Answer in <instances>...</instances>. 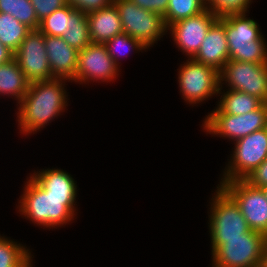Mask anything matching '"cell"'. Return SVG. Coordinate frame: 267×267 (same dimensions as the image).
Here are the masks:
<instances>
[{"instance_id": "obj_30", "label": "cell", "mask_w": 267, "mask_h": 267, "mask_svg": "<svg viewBox=\"0 0 267 267\" xmlns=\"http://www.w3.org/2000/svg\"><path fill=\"white\" fill-rule=\"evenodd\" d=\"M66 2L74 9L88 14L109 7L113 3V0H66Z\"/></svg>"}, {"instance_id": "obj_5", "label": "cell", "mask_w": 267, "mask_h": 267, "mask_svg": "<svg viewBox=\"0 0 267 267\" xmlns=\"http://www.w3.org/2000/svg\"><path fill=\"white\" fill-rule=\"evenodd\" d=\"M267 237L249 230L242 237L223 238L212 255V267H262Z\"/></svg>"}, {"instance_id": "obj_27", "label": "cell", "mask_w": 267, "mask_h": 267, "mask_svg": "<svg viewBox=\"0 0 267 267\" xmlns=\"http://www.w3.org/2000/svg\"><path fill=\"white\" fill-rule=\"evenodd\" d=\"M107 48L108 54L114 60L115 64L120 68L121 63H119L120 56L124 55L126 52L128 54L129 50L135 51H146L148 49L145 45H143L139 40L129 36L126 33H121L119 35L114 36L112 39L107 41L104 44ZM123 53V54H122ZM126 55V54H125Z\"/></svg>"}, {"instance_id": "obj_32", "label": "cell", "mask_w": 267, "mask_h": 267, "mask_svg": "<svg viewBox=\"0 0 267 267\" xmlns=\"http://www.w3.org/2000/svg\"><path fill=\"white\" fill-rule=\"evenodd\" d=\"M137 6L164 17L169 0H130Z\"/></svg>"}, {"instance_id": "obj_24", "label": "cell", "mask_w": 267, "mask_h": 267, "mask_svg": "<svg viewBox=\"0 0 267 267\" xmlns=\"http://www.w3.org/2000/svg\"><path fill=\"white\" fill-rule=\"evenodd\" d=\"M207 8L205 0H169L164 22L166 27L169 25L197 15Z\"/></svg>"}, {"instance_id": "obj_34", "label": "cell", "mask_w": 267, "mask_h": 267, "mask_svg": "<svg viewBox=\"0 0 267 267\" xmlns=\"http://www.w3.org/2000/svg\"><path fill=\"white\" fill-rule=\"evenodd\" d=\"M262 267H267V242L264 249L263 264Z\"/></svg>"}, {"instance_id": "obj_22", "label": "cell", "mask_w": 267, "mask_h": 267, "mask_svg": "<svg viewBox=\"0 0 267 267\" xmlns=\"http://www.w3.org/2000/svg\"><path fill=\"white\" fill-rule=\"evenodd\" d=\"M31 31L25 24L20 23L13 15L0 12V42L15 52Z\"/></svg>"}, {"instance_id": "obj_26", "label": "cell", "mask_w": 267, "mask_h": 267, "mask_svg": "<svg viewBox=\"0 0 267 267\" xmlns=\"http://www.w3.org/2000/svg\"><path fill=\"white\" fill-rule=\"evenodd\" d=\"M70 26L71 6L66 4L42 19L38 30L44 35L62 37Z\"/></svg>"}, {"instance_id": "obj_29", "label": "cell", "mask_w": 267, "mask_h": 267, "mask_svg": "<svg viewBox=\"0 0 267 267\" xmlns=\"http://www.w3.org/2000/svg\"><path fill=\"white\" fill-rule=\"evenodd\" d=\"M39 21L67 4L66 0H30Z\"/></svg>"}, {"instance_id": "obj_18", "label": "cell", "mask_w": 267, "mask_h": 267, "mask_svg": "<svg viewBox=\"0 0 267 267\" xmlns=\"http://www.w3.org/2000/svg\"><path fill=\"white\" fill-rule=\"evenodd\" d=\"M49 195L56 197H77V184L70 173L56 168L34 171L29 175Z\"/></svg>"}, {"instance_id": "obj_8", "label": "cell", "mask_w": 267, "mask_h": 267, "mask_svg": "<svg viewBox=\"0 0 267 267\" xmlns=\"http://www.w3.org/2000/svg\"><path fill=\"white\" fill-rule=\"evenodd\" d=\"M177 70L179 90L187 104L197 105L213 95L218 96L220 72L211 66L188 58Z\"/></svg>"}, {"instance_id": "obj_14", "label": "cell", "mask_w": 267, "mask_h": 267, "mask_svg": "<svg viewBox=\"0 0 267 267\" xmlns=\"http://www.w3.org/2000/svg\"><path fill=\"white\" fill-rule=\"evenodd\" d=\"M219 18L208 7L201 13L179 20L167 27L173 41L187 58H193L199 51L211 25Z\"/></svg>"}, {"instance_id": "obj_1", "label": "cell", "mask_w": 267, "mask_h": 267, "mask_svg": "<svg viewBox=\"0 0 267 267\" xmlns=\"http://www.w3.org/2000/svg\"><path fill=\"white\" fill-rule=\"evenodd\" d=\"M67 81L54 78L29 83L27 93L17 104L16 118L21 134H35L49 121L63 114L69 100L64 88Z\"/></svg>"}, {"instance_id": "obj_21", "label": "cell", "mask_w": 267, "mask_h": 267, "mask_svg": "<svg viewBox=\"0 0 267 267\" xmlns=\"http://www.w3.org/2000/svg\"><path fill=\"white\" fill-rule=\"evenodd\" d=\"M32 256L26 246L0 235V267H32Z\"/></svg>"}, {"instance_id": "obj_25", "label": "cell", "mask_w": 267, "mask_h": 267, "mask_svg": "<svg viewBox=\"0 0 267 267\" xmlns=\"http://www.w3.org/2000/svg\"><path fill=\"white\" fill-rule=\"evenodd\" d=\"M0 12L13 15L31 30L39 28L40 21L30 0H0Z\"/></svg>"}, {"instance_id": "obj_6", "label": "cell", "mask_w": 267, "mask_h": 267, "mask_svg": "<svg viewBox=\"0 0 267 267\" xmlns=\"http://www.w3.org/2000/svg\"><path fill=\"white\" fill-rule=\"evenodd\" d=\"M113 3L119 11L123 33L139 40L147 48L167 34L164 18L159 14L143 9L130 0H113Z\"/></svg>"}, {"instance_id": "obj_28", "label": "cell", "mask_w": 267, "mask_h": 267, "mask_svg": "<svg viewBox=\"0 0 267 267\" xmlns=\"http://www.w3.org/2000/svg\"><path fill=\"white\" fill-rule=\"evenodd\" d=\"M252 0H209L207 7L217 16L228 13H246Z\"/></svg>"}, {"instance_id": "obj_12", "label": "cell", "mask_w": 267, "mask_h": 267, "mask_svg": "<svg viewBox=\"0 0 267 267\" xmlns=\"http://www.w3.org/2000/svg\"><path fill=\"white\" fill-rule=\"evenodd\" d=\"M120 68L108 54L104 44L91 43L78 51V66L74 83L87 84L89 81H114ZM87 82V83H86Z\"/></svg>"}, {"instance_id": "obj_16", "label": "cell", "mask_w": 267, "mask_h": 267, "mask_svg": "<svg viewBox=\"0 0 267 267\" xmlns=\"http://www.w3.org/2000/svg\"><path fill=\"white\" fill-rule=\"evenodd\" d=\"M44 44L54 78L65 79L72 83L78 66V51L62 37L45 35Z\"/></svg>"}, {"instance_id": "obj_17", "label": "cell", "mask_w": 267, "mask_h": 267, "mask_svg": "<svg viewBox=\"0 0 267 267\" xmlns=\"http://www.w3.org/2000/svg\"><path fill=\"white\" fill-rule=\"evenodd\" d=\"M89 33L93 43L105 44L123 33L119 11L114 3L87 14Z\"/></svg>"}, {"instance_id": "obj_15", "label": "cell", "mask_w": 267, "mask_h": 267, "mask_svg": "<svg viewBox=\"0 0 267 267\" xmlns=\"http://www.w3.org/2000/svg\"><path fill=\"white\" fill-rule=\"evenodd\" d=\"M197 62L211 66L221 72L229 61L228 42L225 33V18H219L211 25L201 47L193 57Z\"/></svg>"}, {"instance_id": "obj_31", "label": "cell", "mask_w": 267, "mask_h": 267, "mask_svg": "<svg viewBox=\"0 0 267 267\" xmlns=\"http://www.w3.org/2000/svg\"><path fill=\"white\" fill-rule=\"evenodd\" d=\"M250 185L260 188L267 185V159H265L245 179Z\"/></svg>"}, {"instance_id": "obj_9", "label": "cell", "mask_w": 267, "mask_h": 267, "mask_svg": "<svg viewBox=\"0 0 267 267\" xmlns=\"http://www.w3.org/2000/svg\"><path fill=\"white\" fill-rule=\"evenodd\" d=\"M202 126L207 134L219 135L235 142L267 127V103L243 115L208 114Z\"/></svg>"}, {"instance_id": "obj_35", "label": "cell", "mask_w": 267, "mask_h": 267, "mask_svg": "<svg viewBox=\"0 0 267 267\" xmlns=\"http://www.w3.org/2000/svg\"><path fill=\"white\" fill-rule=\"evenodd\" d=\"M266 197V200H267V185L266 186H263V187H260Z\"/></svg>"}, {"instance_id": "obj_11", "label": "cell", "mask_w": 267, "mask_h": 267, "mask_svg": "<svg viewBox=\"0 0 267 267\" xmlns=\"http://www.w3.org/2000/svg\"><path fill=\"white\" fill-rule=\"evenodd\" d=\"M223 84L267 103V64L229 60L220 72V86Z\"/></svg>"}, {"instance_id": "obj_4", "label": "cell", "mask_w": 267, "mask_h": 267, "mask_svg": "<svg viewBox=\"0 0 267 267\" xmlns=\"http://www.w3.org/2000/svg\"><path fill=\"white\" fill-rule=\"evenodd\" d=\"M216 189L209 202L211 251L223 244V238L242 237L250 230L234 199L221 186L218 185Z\"/></svg>"}, {"instance_id": "obj_19", "label": "cell", "mask_w": 267, "mask_h": 267, "mask_svg": "<svg viewBox=\"0 0 267 267\" xmlns=\"http://www.w3.org/2000/svg\"><path fill=\"white\" fill-rule=\"evenodd\" d=\"M220 86L218 95L220 100L217 107L213 109L211 113L208 114H231V115H243L249 113L253 110L259 109L264 102L252 95L245 92L226 89H222ZM223 90L224 92H222ZM222 94V95H221Z\"/></svg>"}, {"instance_id": "obj_7", "label": "cell", "mask_w": 267, "mask_h": 267, "mask_svg": "<svg viewBox=\"0 0 267 267\" xmlns=\"http://www.w3.org/2000/svg\"><path fill=\"white\" fill-rule=\"evenodd\" d=\"M234 144L233 154L220 182L245 180L267 159V127L238 139Z\"/></svg>"}, {"instance_id": "obj_2", "label": "cell", "mask_w": 267, "mask_h": 267, "mask_svg": "<svg viewBox=\"0 0 267 267\" xmlns=\"http://www.w3.org/2000/svg\"><path fill=\"white\" fill-rule=\"evenodd\" d=\"M26 180L17 207L22 216L49 229L65 226L74 220L76 197L51 196L30 176Z\"/></svg>"}, {"instance_id": "obj_13", "label": "cell", "mask_w": 267, "mask_h": 267, "mask_svg": "<svg viewBox=\"0 0 267 267\" xmlns=\"http://www.w3.org/2000/svg\"><path fill=\"white\" fill-rule=\"evenodd\" d=\"M45 35L38 29L31 30L22 41L20 47L14 52L25 78L31 83L54 79L44 44Z\"/></svg>"}, {"instance_id": "obj_3", "label": "cell", "mask_w": 267, "mask_h": 267, "mask_svg": "<svg viewBox=\"0 0 267 267\" xmlns=\"http://www.w3.org/2000/svg\"><path fill=\"white\" fill-rule=\"evenodd\" d=\"M247 13L223 15L229 60L267 64L266 41L259 24L250 17H246Z\"/></svg>"}, {"instance_id": "obj_23", "label": "cell", "mask_w": 267, "mask_h": 267, "mask_svg": "<svg viewBox=\"0 0 267 267\" xmlns=\"http://www.w3.org/2000/svg\"><path fill=\"white\" fill-rule=\"evenodd\" d=\"M62 38L77 51H81L91 44L87 14L71 6V26L62 35Z\"/></svg>"}, {"instance_id": "obj_10", "label": "cell", "mask_w": 267, "mask_h": 267, "mask_svg": "<svg viewBox=\"0 0 267 267\" xmlns=\"http://www.w3.org/2000/svg\"><path fill=\"white\" fill-rule=\"evenodd\" d=\"M238 204L250 230L267 237V200L261 188L250 185L245 180L219 182Z\"/></svg>"}, {"instance_id": "obj_33", "label": "cell", "mask_w": 267, "mask_h": 267, "mask_svg": "<svg viewBox=\"0 0 267 267\" xmlns=\"http://www.w3.org/2000/svg\"><path fill=\"white\" fill-rule=\"evenodd\" d=\"M13 58L14 52L0 42V64L11 61Z\"/></svg>"}, {"instance_id": "obj_20", "label": "cell", "mask_w": 267, "mask_h": 267, "mask_svg": "<svg viewBox=\"0 0 267 267\" xmlns=\"http://www.w3.org/2000/svg\"><path fill=\"white\" fill-rule=\"evenodd\" d=\"M29 83L14 58L0 64V95H11L19 104L27 93Z\"/></svg>"}]
</instances>
